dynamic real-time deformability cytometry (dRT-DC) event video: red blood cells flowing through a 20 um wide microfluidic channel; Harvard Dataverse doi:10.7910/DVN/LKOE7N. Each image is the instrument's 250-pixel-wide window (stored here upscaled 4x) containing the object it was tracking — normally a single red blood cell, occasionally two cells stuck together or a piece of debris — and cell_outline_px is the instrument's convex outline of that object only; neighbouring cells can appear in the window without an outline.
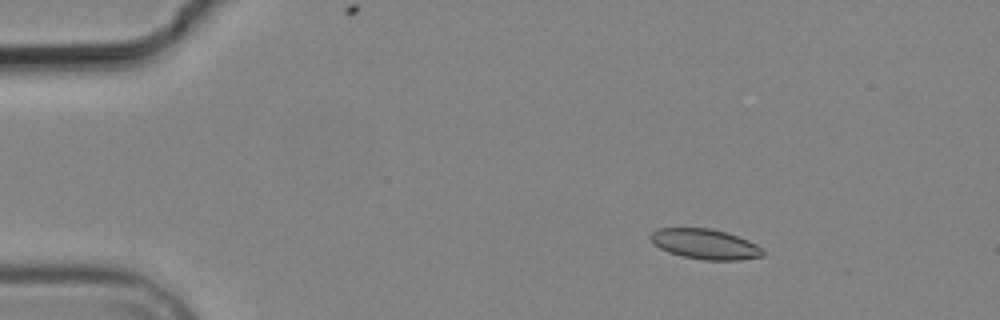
{"species": "common noctule bat (a hibernating species)", "species_latin": "Nyctalus noctula", "temperature_condition": "cold", "stored_images_in_passage": 5, "camera_frame_rate_fps": 3000, "um_per_image_px": 0.085, "animal": {"sex": "male", "body_mass_g": 19.2, "forearm_length_mm": 51.8}, "frame": {"image": 1, "passage_image": 3, "time_ms": 2.333, "image_size_px": [1000, 320], "cell_outline_px": [[764, 256], [740, 260], [704, 260], [684, 256], [668, 252], [652, 244], [648, 236], [656, 228], [712, 228], [748, 240], [764, 248]], "centroid_in_image_um": [59.92, 20.74], "position_along_channel_um": 25.1, "area_um2": 19.88}}